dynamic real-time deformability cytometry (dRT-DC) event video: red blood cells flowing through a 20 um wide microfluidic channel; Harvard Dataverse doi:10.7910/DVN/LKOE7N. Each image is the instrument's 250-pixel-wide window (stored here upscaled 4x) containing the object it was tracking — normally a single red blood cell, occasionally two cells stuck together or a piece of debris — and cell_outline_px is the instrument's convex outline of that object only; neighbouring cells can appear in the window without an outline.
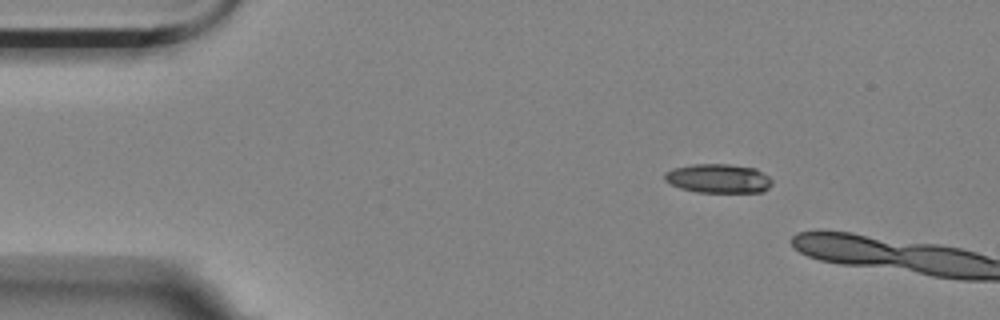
{"species": "Egyptian fruit bat (a non-hibernating species)", "species_latin": "Rousettus aegyptiacus", "temperature_condition": "room temperature", "stored_images_in_passage": 3, "camera_frame_rate_fps": 3000, "um_per_image_px": 0.085, "animal": {"sex": "female"}, "frame": {"image": 1, "passage_image": 1, "time_ms": 0.0, "image_size_px": [1000, 320], "cell_outline_px": [[772, 184], [764, 192], [696, 192], [680, 188], [664, 180], [664, 172], [672, 168], [692, 164], [728, 164], [756, 168], [768, 176], [772, 180]], "centroid_in_image_um": [61.05, 15.17], "position_along_channel_um": 23.9, "area_um2": 18.32}}